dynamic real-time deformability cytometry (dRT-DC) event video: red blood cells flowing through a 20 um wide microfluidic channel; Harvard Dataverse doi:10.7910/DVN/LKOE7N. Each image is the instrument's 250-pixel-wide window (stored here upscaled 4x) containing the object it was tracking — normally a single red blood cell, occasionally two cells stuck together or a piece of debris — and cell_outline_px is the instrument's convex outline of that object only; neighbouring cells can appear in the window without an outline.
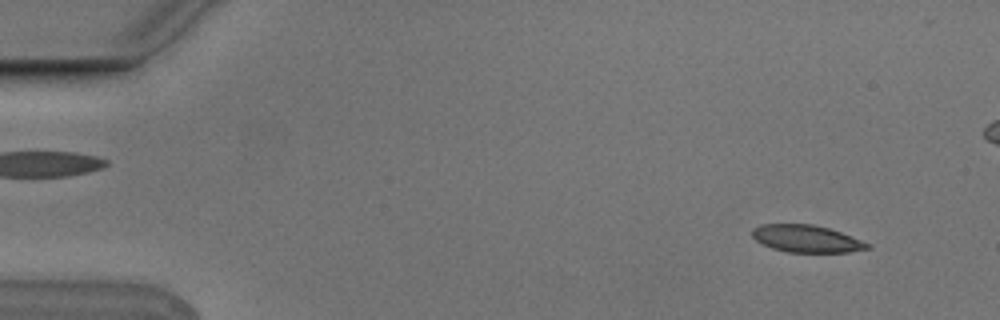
{"species": "Egyptian fruit bat (a non-hibernating species)", "species_latin": "Rousettus aegyptiacus", "temperature_condition": "cold", "stored_images_in_passage": 4, "camera_frame_rate_fps": 3000, "um_per_image_px": 0.085, "animal": {"sex": "male"}, "frame": {"image": 1, "passage_image": 1, "time_ms": 0.0, "image_size_px": [1000, 320], "cell_outline_px": [[872, 248], [848, 252], [788, 252], [772, 248], [756, 240], [752, 236], [752, 228], [760, 224], [812, 224], [828, 228], [852, 236], [872, 244]], "centroid_in_image_um": [68.58, 20.29], "position_along_channel_um": 16.4, "area_um2": 18.32}}